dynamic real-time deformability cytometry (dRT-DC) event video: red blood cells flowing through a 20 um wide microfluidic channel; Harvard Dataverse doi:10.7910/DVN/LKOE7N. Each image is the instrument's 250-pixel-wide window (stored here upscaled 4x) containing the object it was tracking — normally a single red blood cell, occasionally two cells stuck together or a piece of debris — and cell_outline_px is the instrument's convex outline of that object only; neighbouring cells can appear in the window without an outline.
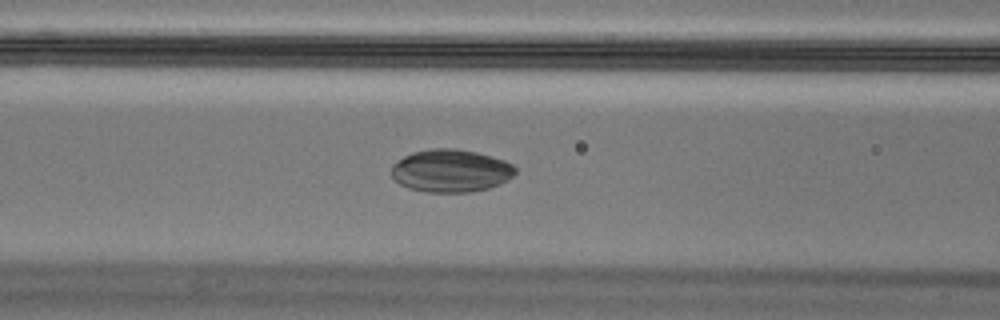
{"species": "Egyptian fruit bat (a non-hibernating species)", "species_latin": "Rousettus aegyptiacus", "temperature_condition": "cold", "stored_images_in_passage": 38, "camera_frame_rate_fps": 3000, "um_per_image_px": 0.085, "animal": {"sex": "male"}, "frame": {"image": 1, "passage_image": 19, "time_ms": 6.0, "image_size_px": [1000, 320], "cell_outline_px": [[516, 172], [508, 180], [500, 184], [488, 188], [472, 192], [424, 192], [408, 188], [400, 184], [392, 176], [392, 164], [404, 156], [412, 152], [428, 148], [456, 148], [476, 152], [492, 156], [504, 160], [512, 164], [516, 168]], "centroid_in_image_um": [38.32, 14.51], "position_along_channel_um": 128.3, "area_um2": 31.1}}
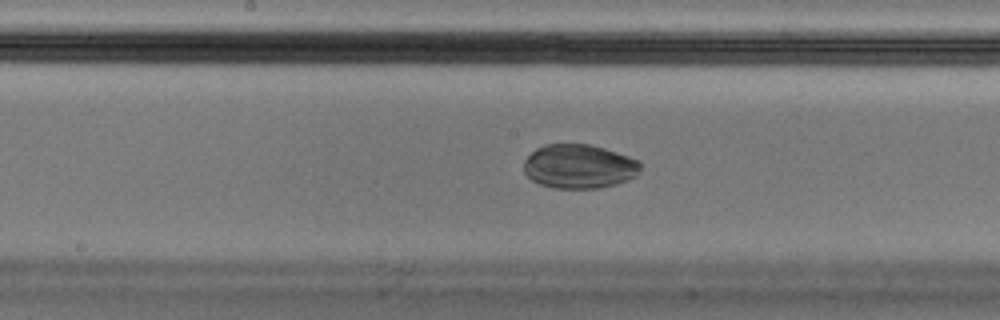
{"frame": {"image": 2, "passage_image": 25, "time_ms": 8.0, "image_size_px": [1000, 320], "cell_outline_px": [[640, 168], [636, 176], [628, 180], [616, 184], [600, 188], [552, 188], [540, 184], [532, 180], [524, 172], [524, 160], [536, 148], [544, 144], [592, 144], [640, 160]], "centroid_in_image_um": [49.22, 14.14], "position_along_channel_um": 199.0, "area_um2": 30.11}}
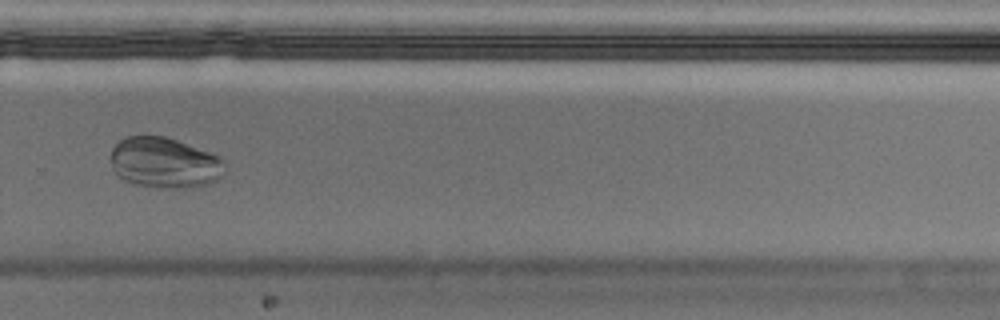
{"frame": {"image": 3, "passage_image": 35, "time_ms": 11.333, "image_size_px": [1000, 320], "cell_outline_px": [[224, 176], [208, 184], [184, 188], [172, 188], [136, 184], [124, 180], [112, 168], [108, 156], [112, 148], [120, 140], [128, 136], [164, 136], [176, 140], [220, 156], [224, 160]], "centroid_in_image_um": [13.98, 13.83], "position_along_channel_um": 315.8, "area_um2": 33.64}}